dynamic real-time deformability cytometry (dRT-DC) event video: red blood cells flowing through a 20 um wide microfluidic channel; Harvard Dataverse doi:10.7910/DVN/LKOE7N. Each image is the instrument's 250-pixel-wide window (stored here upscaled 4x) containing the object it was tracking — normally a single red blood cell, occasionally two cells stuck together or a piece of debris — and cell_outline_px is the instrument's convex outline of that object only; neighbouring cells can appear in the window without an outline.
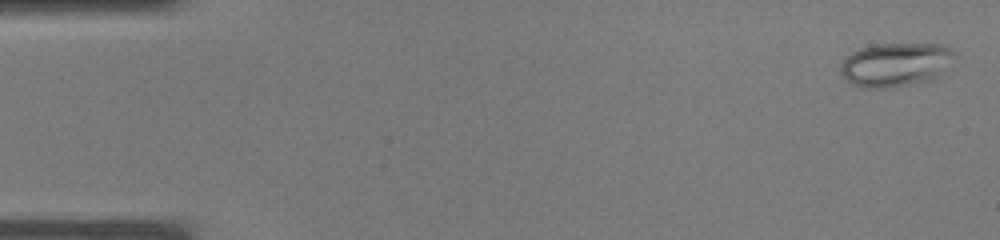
{"species": "common noctule bat (a hibernating species)", "species_latin": "Nyctalus noctula", "temperature_condition": "warm", "stored_images_in_passage": 9, "camera_frame_rate_fps": 3000, "um_per_image_px": 0.085, "animal": {"sex": "male", "body_mass_g": 19.0, "forearm_length_mm": 50.8}, "frame": {"image": 1, "passage_image": 2, "time_ms": 0.333, "image_size_px": [1000, 240], "cell_outline_px": [[952, 52], [940, 72], [936, 76], [928, 80], [912, 84], [888, 88], [868, 88], [852, 84], [840, 76], [840, 64], [852, 52], [860, 48], [872, 44], [940, 44], [948, 48]], "centroid_in_image_um": [75.97, 5.49], "position_along_channel_um": 9.0, "area_um2": 28.38}}